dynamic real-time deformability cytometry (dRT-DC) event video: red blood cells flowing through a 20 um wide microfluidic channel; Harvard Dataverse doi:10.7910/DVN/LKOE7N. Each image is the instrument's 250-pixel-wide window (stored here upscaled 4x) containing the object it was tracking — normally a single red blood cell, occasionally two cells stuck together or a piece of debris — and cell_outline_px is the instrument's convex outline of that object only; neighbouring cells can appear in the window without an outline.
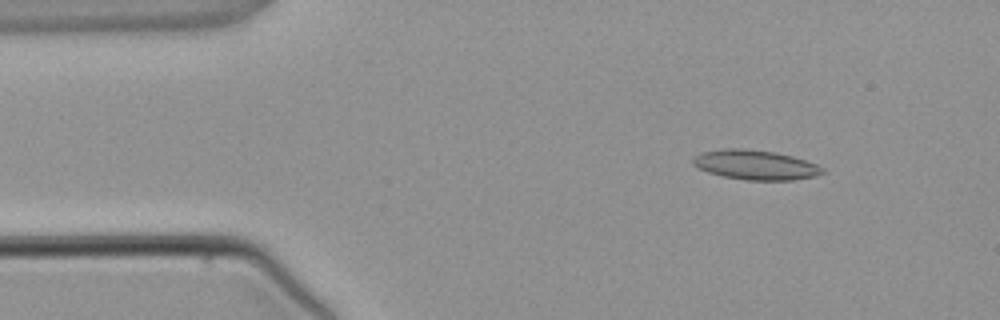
{"species": "common noctule bat (a hibernating species)", "species_latin": "Nyctalus noctula", "temperature_condition": "warm", "stored_images_in_passage": 4, "camera_frame_rate_fps": 3000, "um_per_image_px": 0.085, "animal": {"sex": "male", "body_mass_g": 21.5, "forearm_length_mm": 52.0}, "frame": {"image": 1, "passage_image": 1, "time_ms": 0.0, "image_size_px": [1000, 320], "cell_outline_px": [[828, 172], [816, 176], [792, 180], [744, 180], [724, 176], [708, 172], [692, 164], [692, 160], [700, 152], [724, 148], [744, 148], [776, 152], [792, 156], [816, 164], [824, 168]], "centroid_in_image_um": [64.24, 14.01], "position_along_channel_um": 20.8, "area_um2": 22.48}}
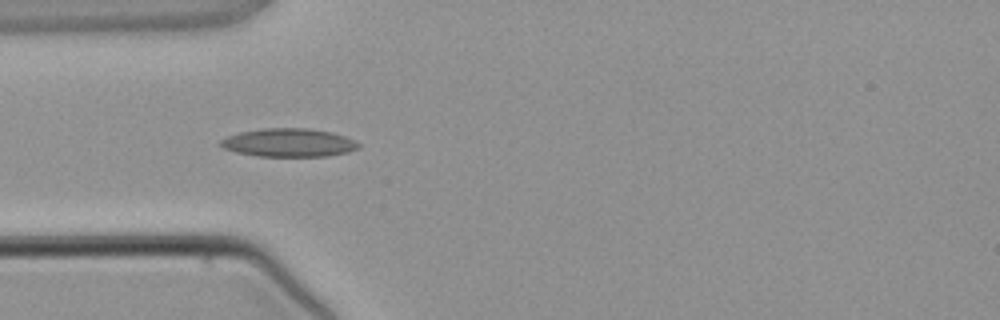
{"frame": {"image": 2, "passage_image": 3, "time_ms": 2.333, "image_size_px": [1000, 320], "cell_outline_px": [[360, 148], [348, 152], [328, 156], [256, 156], [236, 152], [224, 148], [216, 144], [220, 140], [228, 136], [240, 132], [264, 128], [308, 128], [332, 132], [344, 136], [360, 144]], "centroid_in_image_um": [24.52, 12.13], "position_along_channel_um": 60.5, "area_um2": 22.83}}
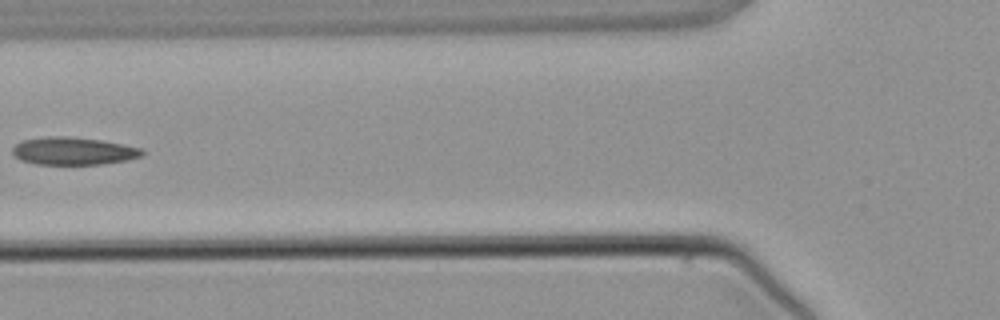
{"frame": {"image": 3, "passage_image": 4, "time_ms": 3.667, "image_size_px": [1000, 320], "cell_outline_px": [[144, 152], [140, 156], [128, 160], [100, 164], [36, 164], [20, 160], [12, 152], [12, 148], [20, 140], [44, 136], [68, 136], [104, 140], [144, 148]], "centroid_in_image_um": [6.23, 12.82], "position_along_channel_um": 119.6, "area_um2": 21.15}}